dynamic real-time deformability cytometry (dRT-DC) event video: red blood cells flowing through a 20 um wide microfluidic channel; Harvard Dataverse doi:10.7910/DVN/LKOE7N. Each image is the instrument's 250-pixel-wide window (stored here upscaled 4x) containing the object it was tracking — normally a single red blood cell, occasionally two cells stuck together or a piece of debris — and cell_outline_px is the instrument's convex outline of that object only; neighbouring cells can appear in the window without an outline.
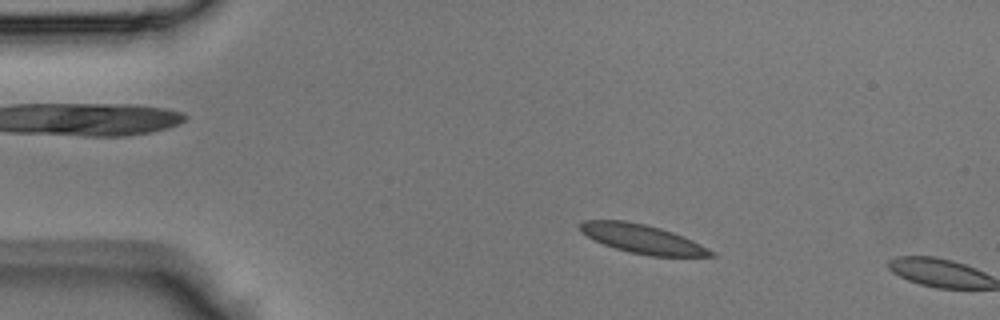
{"species": "Egyptian fruit bat (a non-hibernating species)", "species_latin": "Rousettus aegyptiacus", "temperature_condition": "room temperature", "stored_images_in_passage": 8, "camera_frame_rate_fps": 3000, "um_per_image_px": 0.085, "animal": {"sex": "male"}, "frame": {"image": 1, "passage_image": 7, "time_ms": 2.0, "image_size_px": [1000, 320], "cell_outline_px": [[716, 256], [652, 256], [628, 252], [604, 244], [580, 232], [580, 224], [584, 220], [624, 220], [644, 224], [660, 228], [672, 232], [692, 240], [716, 252]], "centroid_in_image_um": [54.61, 20.31], "position_along_channel_um": 30.4, "area_um2": 21.79}}